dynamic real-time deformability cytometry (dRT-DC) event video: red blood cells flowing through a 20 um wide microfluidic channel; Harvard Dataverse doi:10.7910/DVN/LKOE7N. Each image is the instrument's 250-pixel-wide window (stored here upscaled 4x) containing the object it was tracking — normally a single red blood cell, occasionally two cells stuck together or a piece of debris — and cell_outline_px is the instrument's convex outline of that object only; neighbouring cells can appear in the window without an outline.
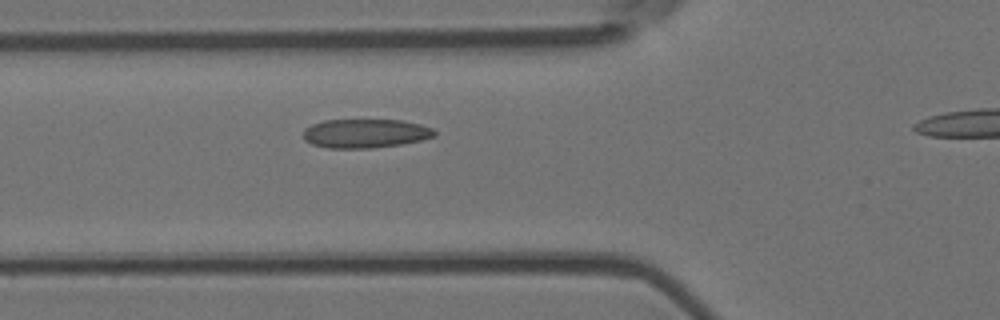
{"species": "Egyptian fruit bat (a non-hibernating species)", "species_latin": "Rousettus aegyptiacus", "temperature_condition": "room temperature", "stored_images_in_passage": 6, "segment_of_instrument_passage": [1, 2], "camera_frame_rate_fps": 3000, "um_per_image_px": 0.085, "animal": {"sex": "female"}, "frame": {"image": 1, "passage_image": 5, "time_ms": 1.333, "image_size_px": [1000, 320], "cell_outline_px": [[436, 136], [420, 140], [400, 144], [372, 148], [328, 148], [312, 144], [304, 140], [304, 128], [312, 124], [324, 120], [400, 120], [420, 124], [432, 128], [436, 132]], "centroid_in_image_um": [31.04, 11.34], "position_along_channel_um": 94.8, "area_um2": 22.08}}